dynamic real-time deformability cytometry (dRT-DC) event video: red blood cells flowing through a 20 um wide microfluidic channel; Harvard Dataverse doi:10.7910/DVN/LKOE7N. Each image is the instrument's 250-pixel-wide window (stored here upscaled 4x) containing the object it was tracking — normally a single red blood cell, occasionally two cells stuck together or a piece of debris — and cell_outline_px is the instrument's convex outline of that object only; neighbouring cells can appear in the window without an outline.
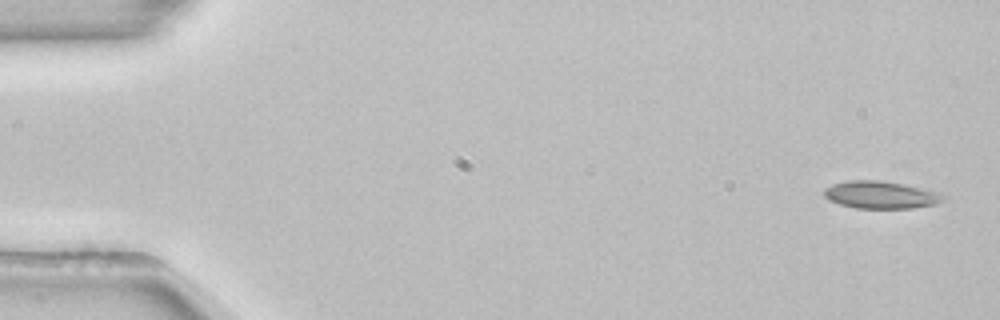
{"species": "common noctule bat (a hibernating species)", "species_latin": "Nyctalus noctula", "temperature_condition": "room temperature", "stored_images_in_passage": 13, "camera_frame_rate_fps": 3000, "um_per_image_px": 0.085, "animal": {"sex": "female", "body_mass_g": 22.7, "forearm_length_mm": 54.2}, "frame": {"image": 1, "passage_image": 1, "time_ms": 0.0, "image_size_px": [1000, 320], "cell_outline_px": [[948, 200], [936, 204], [912, 208], [856, 208], [840, 204], [828, 200], [824, 196], [824, 188], [832, 184], [848, 180], [880, 180], [940, 192]], "centroid_in_image_um": [74.86, 16.57], "position_along_channel_um": 10.1, "area_um2": 19.07}}